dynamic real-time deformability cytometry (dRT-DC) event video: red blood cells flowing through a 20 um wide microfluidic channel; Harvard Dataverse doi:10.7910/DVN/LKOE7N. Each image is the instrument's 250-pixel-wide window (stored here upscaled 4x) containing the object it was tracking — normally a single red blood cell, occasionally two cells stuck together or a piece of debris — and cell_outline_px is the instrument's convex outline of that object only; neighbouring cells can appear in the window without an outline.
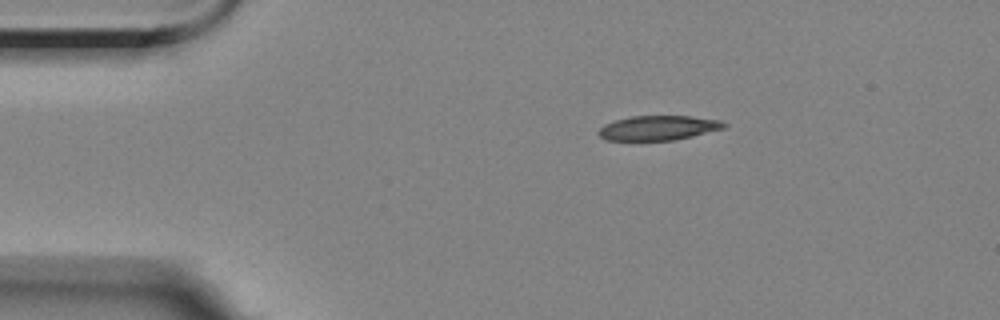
{"species": "Egyptian fruit bat (a non-hibernating species)", "species_latin": "Rousettus aegyptiacus", "temperature_condition": "room temperature", "stored_images_in_passage": 4, "segment_of_instrument_passage": [1, 2], "camera_frame_rate_fps": 3000, "um_per_image_px": 0.085, "animal": {"sex": "female"}, "frame": {"image": 1, "passage_image": 1, "time_ms": 0.0, "image_size_px": [1000, 320], "cell_outline_px": [[728, 124], [724, 128], [692, 136], [672, 140], [604, 140], [596, 132], [604, 124], [616, 120], [632, 116], [692, 116], [720, 120]], "centroid_in_image_um": [55.94, 10.87], "position_along_channel_um": 29.1, "area_um2": 17.92}}